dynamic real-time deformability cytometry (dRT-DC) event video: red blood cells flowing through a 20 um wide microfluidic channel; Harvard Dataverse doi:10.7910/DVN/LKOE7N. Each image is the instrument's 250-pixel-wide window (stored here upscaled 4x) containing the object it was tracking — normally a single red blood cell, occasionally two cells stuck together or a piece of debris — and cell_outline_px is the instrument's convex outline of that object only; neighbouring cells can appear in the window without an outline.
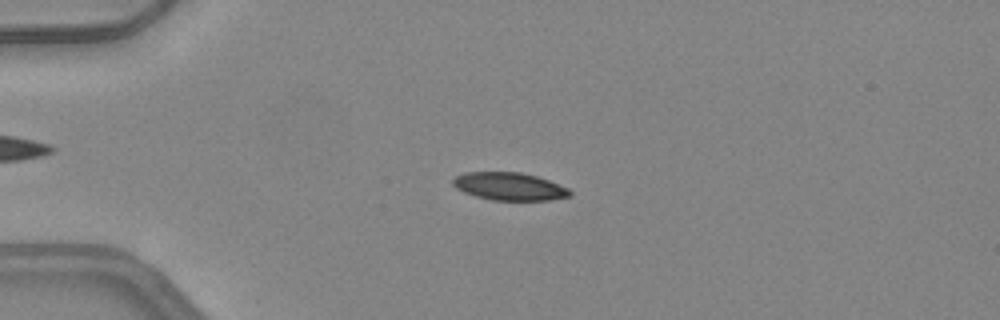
{"species": "common noctule bat (a hibernating species)", "species_latin": "Nyctalus noctula", "temperature_condition": "warm", "stored_images_in_passage": 51, "camera_frame_rate_fps": 3000, "um_per_image_px": 0.085, "animal": {"sex": "female", "body_mass_g": 24.6, "forearm_length_mm": 56.2}, "frame": {"image": 1, "passage_image": 14, "time_ms": 4.333, "image_size_px": [1000, 320], "cell_outline_px": [[572, 192], [568, 196], [548, 200], [492, 200], [476, 196], [464, 192], [456, 188], [452, 184], [452, 180], [456, 176], [464, 172], [520, 172], [536, 176], [548, 180], [568, 188]], "centroid_in_image_um": [43.26, 15.84], "position_along_channel_um": 41.7, "area_um2": 18.79}}
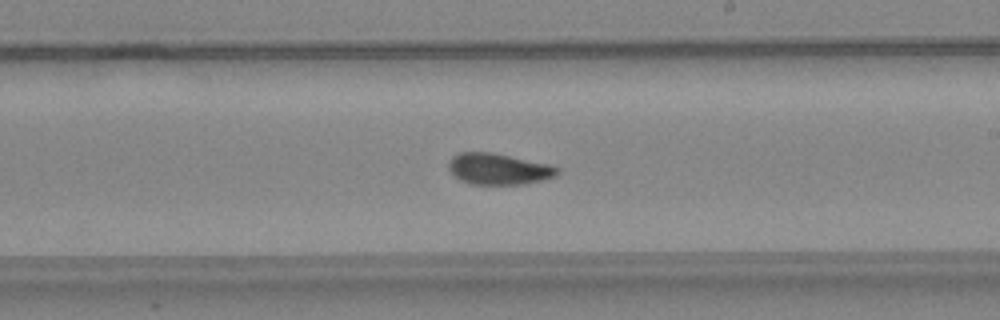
{"frame": {"image": 2, "passage_image": 31, "time_ms": 10.0, "image_size_px": [1000, 320], "cell_outline_px": [[560, 172], [556, 176], [544, 180], [524, 184], [472, 184], [460, 180], [448, 168], [448, 164], [452, 156], [460, 152], [492, 152], [552, 164], [560, 168]], "centroid_in_image_um": [42.44, 14.35], "position_along_channel_um": 246.6, "area_um2": 20.0}}
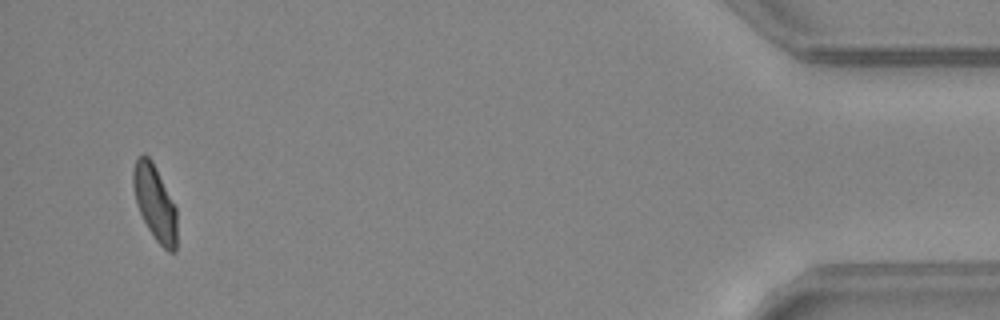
{"frame": {"image": 3, "passage_image": 49, "time_ms": 16.0, "image_size_px": [1000, 320], "cell_outline_px": [[176, 252], [168, 252], [156, 240], [148, 228], [136, 204], [132, 184], [132, 168], [136, 160], [144, 152], [152, 160], [176, 208]], "centroid_in_image_um": [13.14, 17.22], "position_along_channel_um": 422.1, "area_um2": 19.07}, "authors_computed_cell_mechanics": {"area_um2": 19.363, "velocity_mm_per_s": 4.2198, "shape_relaxation_time_tau1_ms": 6.5632, "shape_relaxation_time_tau2_ms": 1.7431, "deformation_change_tau1": 0.1807, "deformation_change_tau2": 0.0758}}